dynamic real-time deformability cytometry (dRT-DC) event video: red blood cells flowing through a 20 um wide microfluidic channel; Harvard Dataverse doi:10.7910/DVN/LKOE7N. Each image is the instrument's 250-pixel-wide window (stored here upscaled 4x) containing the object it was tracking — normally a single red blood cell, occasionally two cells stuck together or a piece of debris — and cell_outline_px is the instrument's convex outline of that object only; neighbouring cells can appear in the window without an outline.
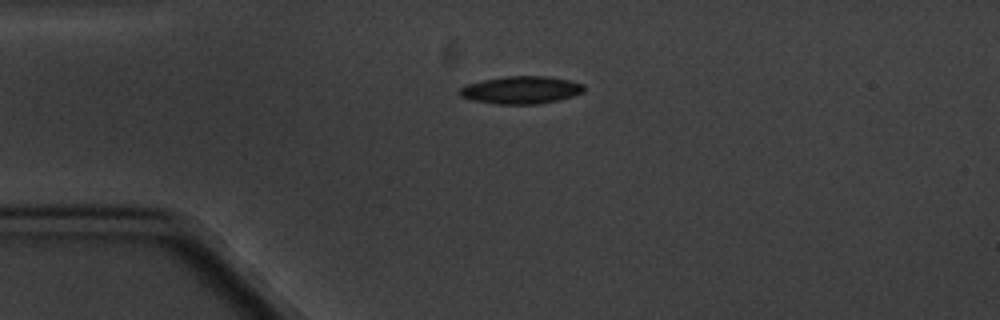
{"species": "common noctule bat (a hibernating species)", "species_latin": "Nyctalus noctula", "temperature_condition": "cold", "stored_images_in_passage": 5, "camera_frame_rate_fps": 3000, "um_per_image_px": 0.085, "animal": {"sex": "male", "body_mass_g": 20.1, "forearm_length_mm": 53.5}, "frame": {"image": 1, "passage_image": 3, "time_ms": 3.0, "image_size_px": [1000, 320], "cell_outline_px": [[584, 92], [560, 100], [536, 104], [496, 104], [472, 100], [460, 96], [456, 92], [460, 88], [468, 84], [484, 80], [504, 76], [548, 76], [568, 80], [584, 84]], "centroid_in_image_um": [44.29, 7.65], "position_along_channel_um": 40.7, "area_um2": 20.06}}